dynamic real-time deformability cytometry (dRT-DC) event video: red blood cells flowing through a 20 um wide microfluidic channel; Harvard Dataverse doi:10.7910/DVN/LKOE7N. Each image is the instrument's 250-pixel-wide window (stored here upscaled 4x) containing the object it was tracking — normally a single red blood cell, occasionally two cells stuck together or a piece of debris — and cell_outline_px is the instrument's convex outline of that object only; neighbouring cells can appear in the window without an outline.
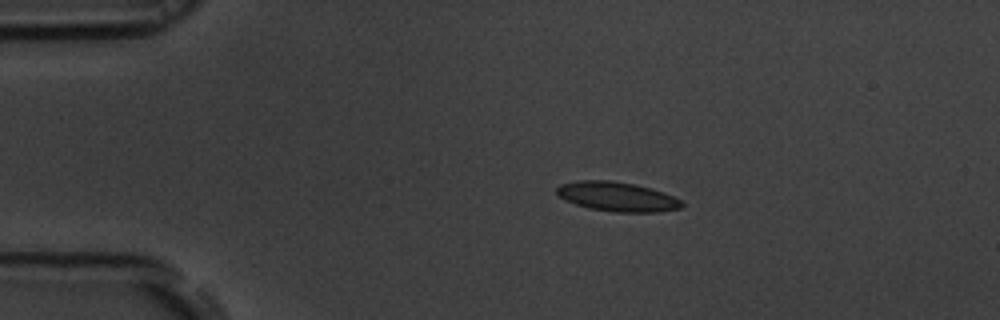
{"species": "common noctule bat (a hibernating species)", "species_latin": "Nyctalus noctula", "temperature_condition": "room temperature", "stored_images_in_passage": 45, "camera_frame_rate_fps": 3000, "um_per_image_px": 0.085, "animal": {"sex": "male", "body_mass_g": 19.5, "forearm_length_mm": 54.6}, "frame": {"image": 1, "passage_image": 1, "time_ms": 0.0, "image_size_px": [1000, 320], "cell_outline_px": [[684, 204], [680, 208], [660, 212], [616, 212], [588, 208], [564, 200], [556, 192], [556, 188], [560, 184], [580, 180], [612, 180], [632, 184], [664, 192], [680, 200]], "centroid_in_image_um": [52.44, 16.72], "position_along_channel_um": 32.6, "area_um2": 21.33}}
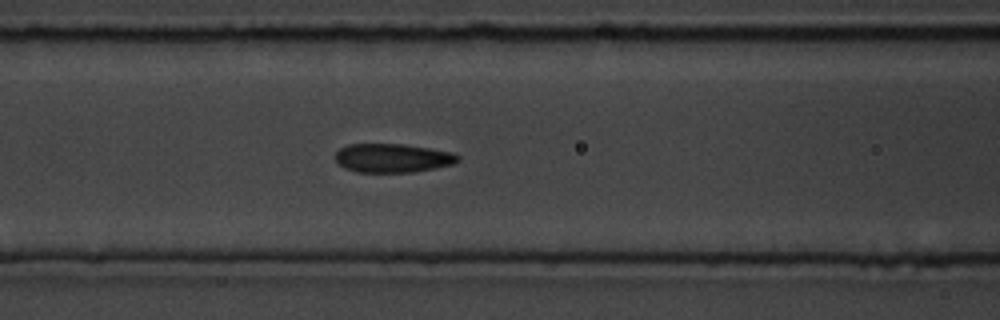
{"frame": {"image": 2, "passage_image": 13, "time_ms": 4.0, "image_size_px": [1000, 320], "cell_outline_px": [[460, 160], [452, 164], [436, 168], [412, 172], [356, 172], [344, 168], [336, 160], [336, 152], [340, 148], [348, 144], [404, 144], [452, 152], [460, 156]], "centroid_in_image_um": [33.37, 13.43], "position_along_channel_um": 133.2, "area_um2": 20.58}}
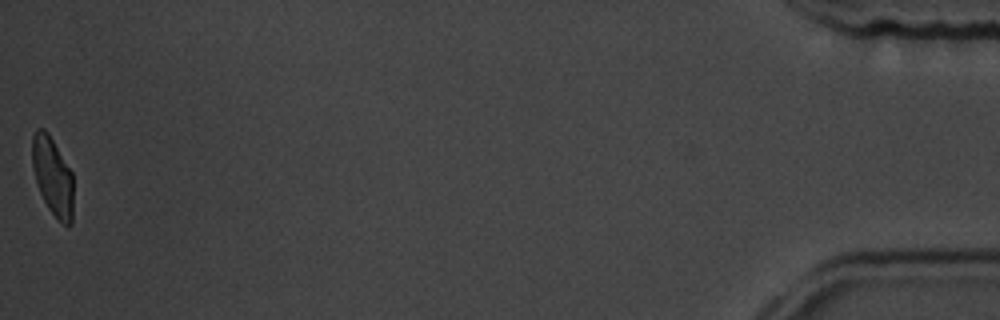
{"frame": {"image": 3, "passage_image": 45, "time_ms": 14.667, "image_size_px": [1000, 320], "cell_outline_px": [[72, 224], [68, 228], [48, 208], [40, 192], [36, 180], [32, 164], [32, 136], [36, 128], [44, 128], [48, 132], [72, 172]], "centroid_in_image_um": [4.47, 14.95], "position_along_channel_um": 430.7, "area_um2": 18.61}, "authors_computed_cell_mechanics": {"area_um2": 20.7502, "velocity_mm_per_s": 3.7168, "shape_relaxation_time_tau1_ms": 4.7635, "shape_relaxation_time_tau2_ms": 1.6602, "deformation_change_tau1": 0.1199, "deformation_change_tau2": 0.0518}}